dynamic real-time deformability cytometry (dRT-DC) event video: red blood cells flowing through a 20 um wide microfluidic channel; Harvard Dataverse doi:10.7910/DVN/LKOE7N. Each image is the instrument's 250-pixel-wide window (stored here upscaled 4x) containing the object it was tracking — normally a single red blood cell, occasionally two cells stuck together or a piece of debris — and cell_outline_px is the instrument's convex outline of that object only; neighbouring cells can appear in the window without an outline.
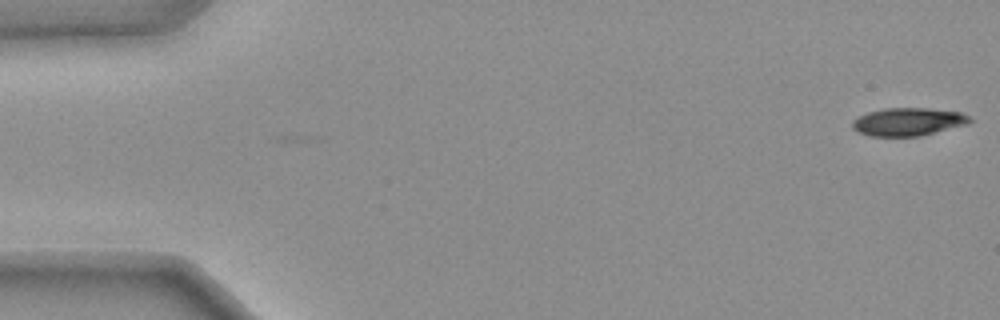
{"species": "common noctule bat (a hibernating species)", "species_latin": "Nyctalus noctula", "temperature_condition": "warm", "stored_images_in_passage": 48, "camera_frame_rate_fps": 3000, "um_per_image_px": 0.085, "animal": {"sex": "female", "body_mass_g": 25.1}, "frame": {"image": 1, "passage_image": 1, "time_ms": 0.0, "image_size_px": [1000, 320], "cell_outline_px": [[972, 120], [968, 124], [920, 136], [868, 136], [852, 128], [852, 120], [868, 112], [884, 108], [928, 108], [960, 112], [968, 116]], "centroid_in_image_um": [77.18, 10.35], "position_along_channel_um": 7.8, "area_um2": 19.07}}
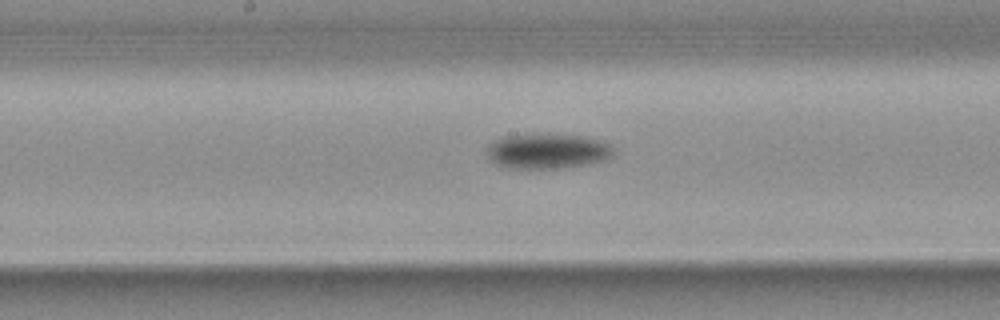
{"frame": {"image": 2, "passage_image": 28, "time_ms": 9.0, "image_size_px": [1000, 320], "cell_outline_px": [[616, 148], [612, 156], [604, 160], [592, 164], [560, 168], [508, 168], [492, 160], [488, 156], [488, 144], [492, 140], [504, 136], [532, 132], [548, 132], [588, 136], [600, 140]], "centroid_in_image_um": [46.58, 12.79], "position_along_channel_um": 201.6, "area_um2": 26.82}}
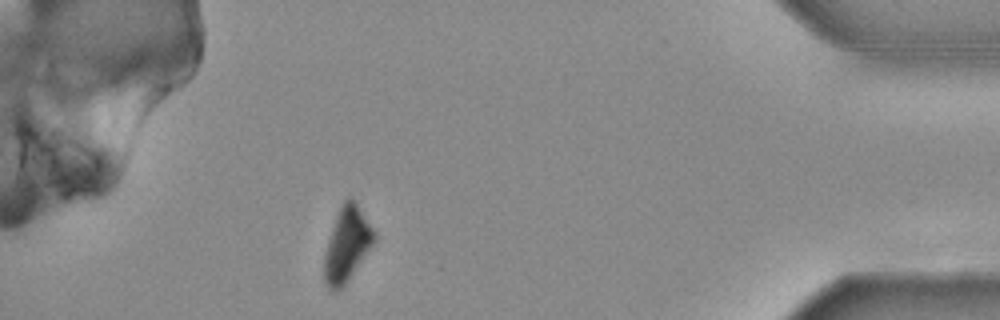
{"frame": {"image": 3, "passage_image": 48, "time_ms": 15.667, "image_size_px": [1000, 320], "cell_outline_px": [[376, 240], [344, 288], [340, 292], [332, 292], [328, 288], [324, 280], [324, 256], [328, 240], [336, 216], [344, 200], [348, 196], [356, 200], [376, 232]], "centroid_in_image_um": [29.51, 20.81], "position_along_channel_um": 405.7, "area_um2": 22.14}, "authors_computed_cell_mechanics": {"area_um2": 22.9177, "velocity_mm_per_s": 3.7486, "shape_relaxation_time_tau1_ms": 3.1991, "shape_relaxation_time_tau2_ms": null, "deformation_change_tau1": 0.1545, "deformation_change_tau2": null}}